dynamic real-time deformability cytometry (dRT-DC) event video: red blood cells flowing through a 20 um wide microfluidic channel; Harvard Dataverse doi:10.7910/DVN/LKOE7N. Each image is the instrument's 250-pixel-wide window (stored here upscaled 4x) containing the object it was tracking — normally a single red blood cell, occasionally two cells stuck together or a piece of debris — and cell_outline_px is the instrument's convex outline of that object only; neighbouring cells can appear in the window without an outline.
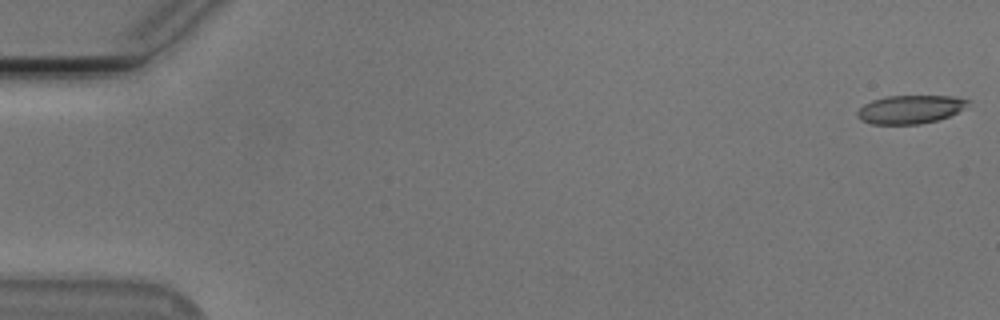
{"species": "Egyptian fruit bat (a non-hibernating species)", "species_latin": "Rousettus aegyptiacus", "temperature_condition": "cold", "stored_images_in_passage": 10, "camera_frame_rate_fps": 3000, "um_per_image_px": 0.085, "animal": {"sex": "male"}, "frame": {"image": 1, "passage_image": 1, "time_ms": 0.0, "image_size_px": [1000, 320], "cell_outline_px": [[972, 100], [956, 112], [948, 116], [936, 120], [920, 124], [872, 124], [860, 120], [856, 116], [856, 112], [864, 104], [872, 100], [888, 96], [952, 96]], "centroid_in_image_um": [77.31, 9.29], "position_along_channel_um": 7.7, "area_um2": 18.15}}